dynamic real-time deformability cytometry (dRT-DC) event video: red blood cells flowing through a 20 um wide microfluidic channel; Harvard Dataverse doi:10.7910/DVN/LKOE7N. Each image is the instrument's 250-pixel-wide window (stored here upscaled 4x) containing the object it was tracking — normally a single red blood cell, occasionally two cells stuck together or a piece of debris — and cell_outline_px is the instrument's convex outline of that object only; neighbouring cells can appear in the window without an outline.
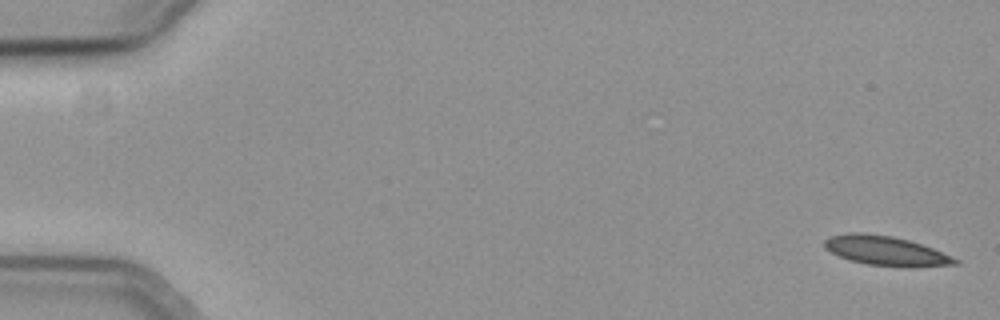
{"species": "common noctule bat (a hibernating species)", "species_latin": "Nyctalus noctula", "temperature_condition": "cold", "stored_images_in_passage": 17, "camera_frame_rate_fps": 3000, "um_per_image_px": 0.085, "animal": {"sex": "female", "body_mass_g": 19.3, "forearm_length_mm": 54.1}, "frame": {"image": 1, "passage_image": 1, "time_ms": 0.0, "image_size_px": [1000, 320], "cell_outline_px": [[960, 264], [868, 264], [848, 260], [824, 248], [824, 240], [832, 236], [852, 232], [860, 232], [892, 236], [908, 240], [932, 248], [952, 256], [960, 260]], "centroid_in_image_um": [75.2, 21.26], "position_along_channel_um": 9.8, "area_um2": 21.15}}
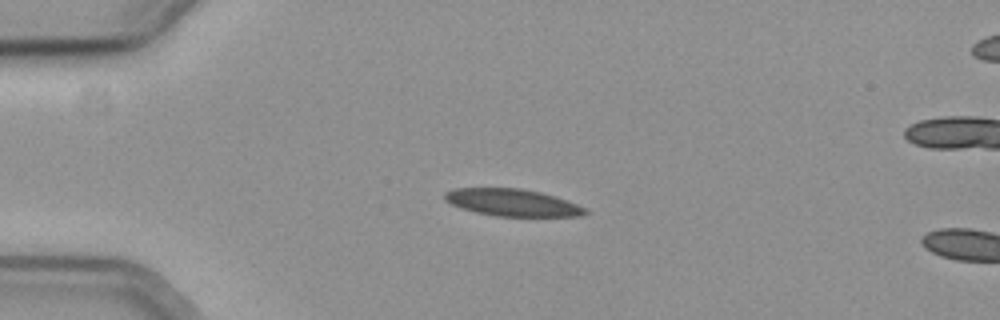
{"frame": {"image": 2, "passage_image": 14, "time_ms": 4.333, "image_size_px": [1000, 320], "cell_outline_px": [[588, 212], [580, 216], [496, 216], [476, 212], [460, 208], [444, 200], [444, 192], [456, 188], [520, 188], [540, 192], [556, 196], [588, 208]], "centroid_in_image_um": [43.56, 17.21], "position_along_channel_um": 41.4, "area_um2": 22.25}}